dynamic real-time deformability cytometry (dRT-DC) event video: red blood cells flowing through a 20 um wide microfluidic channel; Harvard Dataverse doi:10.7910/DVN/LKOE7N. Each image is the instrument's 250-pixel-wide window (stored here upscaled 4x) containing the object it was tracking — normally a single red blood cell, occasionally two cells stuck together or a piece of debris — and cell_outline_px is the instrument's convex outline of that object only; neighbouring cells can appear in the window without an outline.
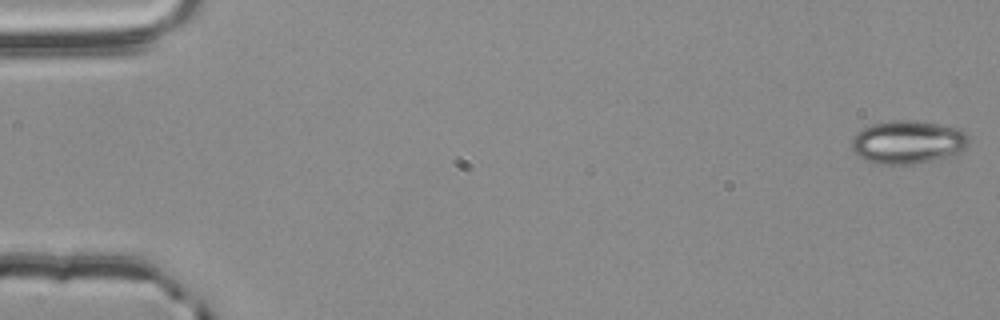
{"species": "common noctule bat (a hibernating species)", "species_latin": "Nyctalus noctula", "temperature_condition": "room temperature", "stored_images_in_passage": 56, "camera_frame_rate_fps": 3000, "um_per_image_px": 0.085, "animal": {"sex": "male", "body_mass_g": 20.4}, "frame": {"image": 1, "passage_image": 1, "time_ms": 0.0, "image_size_px": [1000, 320], "cell_outline_px": [[968, 144], [956, 156], [912, 164], [876, 164], [864, 160], [852, 148], [852, 136], [856, 132], [872, 124], [888, 120], [916, 120], [960, 128], [968, 136]], "centroid_in_image_um": [77.18, 12.08], "position_along_channel_um": 7.8, "area_um2": 29.82}}
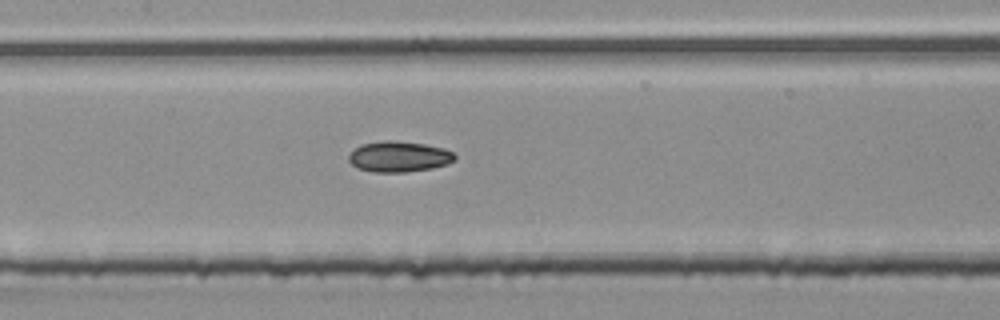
{"frame": {"image": 2, "passage_image": 27, "time_ms": 8.667, "image_size_px": [1000, 320], "cell_outline_px": [[456, 160], [448, 164], [432, 168], [404, 172], [372, 172], [356, 168], [348, 160], [348, 156], [360, 144], [384, 140], [388, 140], [424, 144], [444, 148], [452, 152], [456, 156]], "centroid_in_image_um": [33.91, 13.32], "position_along_channel_um": 173.5, "area_um2": 19.02}}
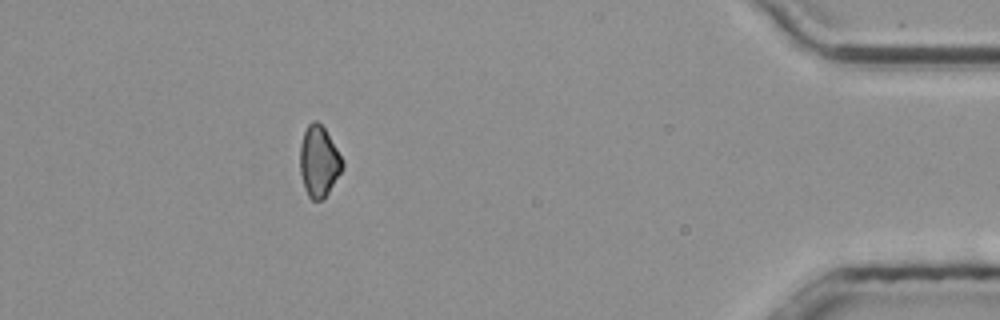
{"frame": {"image": 3, "passage_image": 50, "time_ms": 16.333, "image_size_px": [1000, 320], "cell_outline_px": [[344, 168], [324, 200], [312, 200], [308, 196], [304, 188], [300, 172], [300, 144], [304, 132], [308, 124], [312, 120], [316, 120], [324, 128], [344, 160]], "centroid_in_image_um": [27.11, 13.75], "position_along_channel_um": 408.1, "area_um2": 17.74}, "authors_computed_cell_mechanics": {"area_um2": 18.8717, "velocity_mm_per_s": 3.7862, "shape_relaxation_time_tau1_ms": 4.9312, "shape_relaxation_time_tau2_ms": null, "deformation_change_tau1": 0.0894, "deformation_change_tau2": null}}